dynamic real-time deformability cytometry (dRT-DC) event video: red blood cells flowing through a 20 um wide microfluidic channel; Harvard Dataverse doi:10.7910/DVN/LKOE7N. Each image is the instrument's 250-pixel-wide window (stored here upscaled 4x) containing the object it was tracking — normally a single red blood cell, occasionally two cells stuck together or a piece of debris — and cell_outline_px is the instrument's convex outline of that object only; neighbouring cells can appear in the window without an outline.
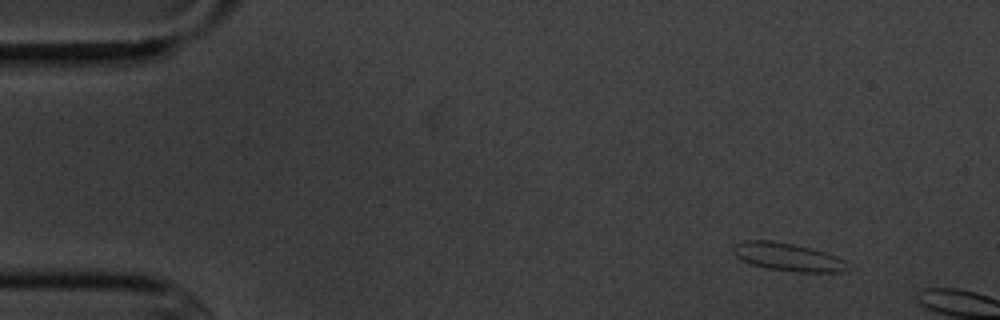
{"species": "common noctule bat (a hibernating species)", "species_latin": "Nyctalus noctula", "temperature_condition": "cold", "stored_images_in_passage": 6, "camera_frame_rate_fps": 3000, "um_per_image_px": 0.085, "animal": {"sex": "male", "body_mass_g": 20.1, "forearm_length_mm": 53.5}, "frame": {"image": 1, "passage_image": 6, "time_ms": 6.667, "image_size_px": [1000, 320], "cell_outline_px": [[852, 268], [840, 272], [796, 272], [768, 268], [752, 264], [740, 260], [732, 252], [732, 248], [736, 244], [744, 240], [772, 240], [812, 248], [836, 256], [844, 260]], "centroid_in_image_um": [66.97, 21.84], "position_along_channel_um": 18.0, "area_um2": 18.73}}